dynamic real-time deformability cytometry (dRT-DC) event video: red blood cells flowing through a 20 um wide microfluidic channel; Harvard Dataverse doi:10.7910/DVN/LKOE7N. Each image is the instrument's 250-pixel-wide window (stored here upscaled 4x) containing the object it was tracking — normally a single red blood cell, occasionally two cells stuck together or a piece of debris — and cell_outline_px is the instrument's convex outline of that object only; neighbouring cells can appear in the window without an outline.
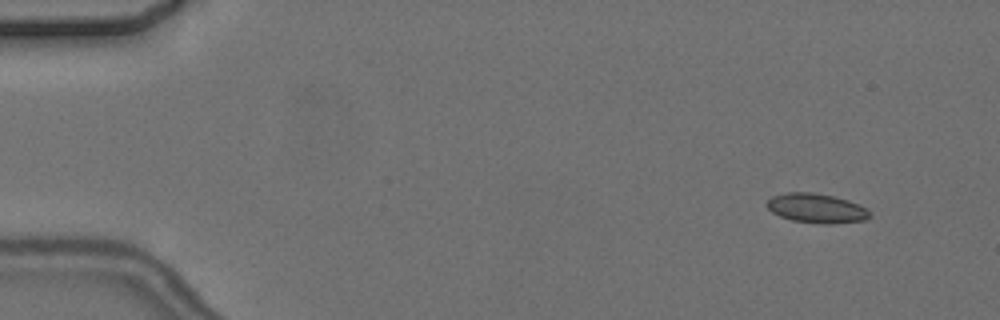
{"species": "common noctule bat (a hibernating species)", "species_latin": "Nyctalus noctula", "temperature_condition": "cold", "stored_images_in_passage": 7, "camera_frame_rate_fps": 3000, "um_per_image_px": 0.085, "animal": {"sex": "female", "body_mass_g": 24.6, "forearm_length_mm": 56.2}, "frame": {"image": 1, "passage_image": 1, "time_ms": 0.0, "image_size_px": [1000, 320], "cell_outline_px": [[872, 216], [864, 220], [832, 224], [824, 224], [792, 220], [780, 216], [772, 212], [764, 204], [772, 196], [788, 192], [812, 192], [832, 196], [848, 200], [868, 208], [872, 212]], "centroid_in_image_um": [69.42, 17.7], "position_along_channel_um": 15.6, "area_um2": 17.74}}
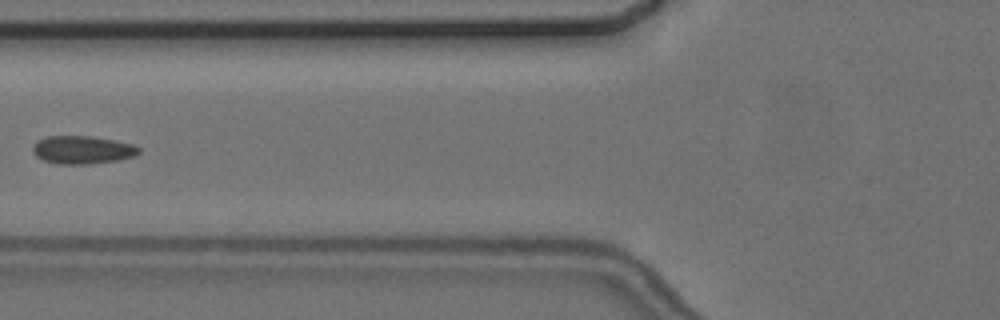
{"frame": {"image": 2, "passage_image": 6, "time_ms": 6.0, "image_size_px": [1000, 320], "cell_outline_px": [[140, 152], [136, 156], [116, 160], [88, 164], [56, 164], [44, 160], [36, 156], [32, 152], [32, 148], [40, 140], [48, 136], [92, 136], [132, 144], [140, 148]], "centroid_in_image_um": [7.01, 12.74], "position_along_channel_um": 118.8, "area_um2": 17.17}}
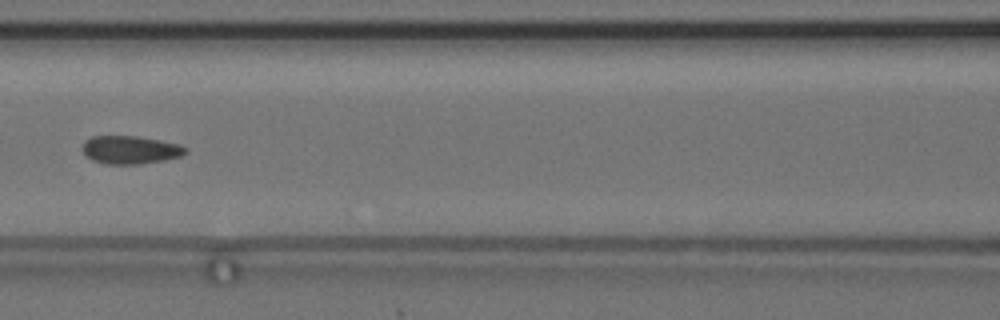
{"frame": {"image": 3, "passage_image": 7, "time_ms": 7.0, "image_size_px": [1000, 320], "cell_outline_px": [[188, 152], [180, 156], [164, 160], [140, 164], [104, 164], [92, 160], [84, 156], [84, 140], [92, 136], [136, 136], [160, 140], [180, 144], [188, 148]], "centroid_in_image_um": [11.09, 12.74], "position_along_channel_um": 155.5, "area_um2": 16.99}}